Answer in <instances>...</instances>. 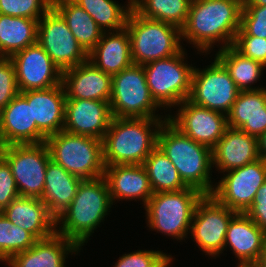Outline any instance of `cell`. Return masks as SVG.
Masks as SVG:
<instances>
[{
  "mask_svg": "<svg viewBox=\"0 0 266 267\" xmlns=\"http://www.w3.org/2000/svg\"><path fill=\"white\" fill-rule=\"evenodd\" d=\"M243 2L191 0L186 22L181 28V38L206 54L218 42L223 44L220 49L232 46L241 26Z\"/></svg>",
  "mask_w": 266,
  "mask_h": 267,
  "instance_id": "6da1fadb",
  "label": "cell"
},
{
  "mask_svg": "<svg viewBox=\"0 0 266 267\" xmlns=\"http://www.w3.org/2000/svg\"><path fill=\"white\" fill-rule=\"evenodd\" d=\"M163 122L162 118L113 117L102 140L105 167L143 165L157 146Z\"/></svg>",
  "mask_w": 266,
  "mask_h": 267,
  "instance_id": "7a4b0ae2",
  "label": "cell"
},
{
  "mask_svg": "<svg viewBox=\"0 0 266 267\" xmlns=\"http://www.w3.org/2000/svg\"><path fill=\"white\" fill-rule=\"evenodd\" d=\"M157 138V146L176 167L178 174L187 187L199 190L204 195H212L210 170H212V149L197 143L165 116Z\"/></svg>",
  "mask_w": 266,
  "mask_h": 267,
  "instance_id": "3957f363",
  "label": "cell"
},
{
  "mask_svg": "<svg viewBox=\"0 0 266 267\" xmlns=\"http://www.w3.org/2000/svg\"><path fill=\"white\" fill-rule=\"evenodd\" d=\"M112 205L104 176L84 179L69 207L56 220V227L62 224L59 230L56 228V232L82 247L103 222Z\"/></svg>",
  "mask_w": 266,
  "mask_h": 267,
  "instance_id": "277c9868",
  "label": "cell"
},
{
  "mask_svg": "<svg viewBox=\"0 0 266 267\" xmlns=\"http://www.w3.org/2000/svg\"><path fill=\"white\" fill-rule=\"evenodd\" d=\"M131 41L133 64L145 65L180 53L181 29L159 20L149 19L131 10L125 27Z\"/></svg>",
  "mask_w": 266,
  "mask_h": 267,
  "instance_id": "5b68a950",
  "label": "cell"
},
{
  "mask_svg": "<svg viewBox=\"0 0 266 267\" xmlns=\"http://www.w3.org/2000/svg\"><path fill=\"white\" fill-rule=\"evenodd\" d=\"M51 160L82 180L104 175L103 143L98 138L60 131L46 138Z\"/></svg>",
  "mask_w": 266,
  "mask_h": 267,
  "instance_id": "8992f818",
  "label": "cell"
},
{
  "mask_svg": "<svg viewBox=\"0 0 266 267\" xmlns=\"http://www.w3.org/2000/svg\"><path fill=\"white\" fill-rule=\"evenodd\" d=\"M203 195L192 187L154 193L144 207L149 228L180 241L187 238L196 204Z\"/></svg>",
  "mask_w": 266,
  "mask_h": 267,
  "instance_id": "52a82bcc",
  "label": "cell"
},
{
  "mask_svg": "<svg viewBox=\"0 0 266 267\" xmlns=\"http://www.w3.org/2000/svg\"><path fill=\"white\" fill-rule=\"evenodd\" d=\"M110 109L113 117L161 118L160 106L152 98L144 67L132 64L112 76Z\"/></svg>",
  "mask_w": 266,
  "mask_h": 267,
  "instance_id": "ba28073f",
  "label": "cell"
},
{
  "mask_svg": "<svg viewBox=\"0 0 266 267\" xmlns=\"http://www.w3.org/2000/svg\"><path fill=\"white\" fill-rule=\"evenodd\" d=\"M184 49L171 57L145 65L147 85L152 98L162 108H171L188 99L193 68L184 63Z\"/></svg>",
  "mask_w": 266,
  "mask_h": 267,
  "instance_id": "9c48e42d",
  "label": "cell"
},
{
  "mask_svg": "<svg viewBox=\"0 0 266 267\" xmlns=\"http://www.w3.org/2000/svg\"><path fill=\"white\" fill-rule=\"evenodd\" d=\"M0 155L11 168L19 195L41 199L46 167L51 159L46 142L2 146Z\"/></svg>",
  "mask_w": 266,
  "mask_h": 267,
  "instance_id": "30bf717a",
  "label": "cell"
},
{
  "mask_svg": "<svg viewBox=\"0 0 266 267\" xmlns=\"http://www.w3.org/2000/svg\"><path fill=\"white\" fill-rule=\"evenodd\" d=\"M193 68L188 100L198 106L228 115L240 90L225 66L215 57L204 69Z\"/></svg>",
  "mask_w": 266,
  "mask_h": 267,
  "instance_id": "8fae6325",
  "label": "cell"
},
{
  "mask_svg": "<svg viewBox=\"0 0 266 267\" xmlns=\"http://www.w3.org/2000/svg\"><path fill=\"white\" fill-rule=\"evenodd\" d=\"M236 214L213 195L202 196L193 213L190 233L203 252L212 257L222 253L228 225Z\"/></svg>",
  "mask_w": 266,
  "mask_h": 267,
  "instance_id": "7c38bea8",
  "label": "cell"
},
{
  "mask_svg": "<svg viewBox=\"0 0 266 267\" xmlns=\"http://www.w3.org/2000/svg\"><path fill=\"white\" fill-rule=\"evenodd\" d=\"M37 43L62 71L88 60V53L53 7L38 21Z\"/></svg>",
  "mask_w": 266,
  "mask_h": 267,
  "instance_id": "4fadbf2b",
  "label": "cell"
},
{
  "mask_svg": "<svg viewBox=\"0 0 266 267\" xmlns=\"http://www.w3.org/2000/svg\"><path fill=\"white\" fill-rule=\"evenodd\" d=\"M226 173L212 195L229 209L245 213L253 203L257 190L266 181V160L259 158Z\"/></svg>",
  "mask_w": 266,
  "mask_h": 267,
  "instance_id": "5bb4252c",
  "label": "cell"
},
{
  "mask_svg": "<svg viewBox=\"0 0 266 267\" xmlns=\"http://www.w3.org/2000/svg\"><path fill=\"white\" fill-rule=\"evenodd\" d=\"M176 116L168 114V120L182 133L213 149L228 128L227 115L198 106L188 99L178 104Z\"/></svg>",
  "mask_w": 266,
  "mask_h": 267,
  "instance_id": "9a60e30c",
  "label": "cell"
},
{
  "mask_svg": "<svg viewBox=\"0 0 266 267\" xmlns=\"http://www.w3.org/2000/svg\"><path fill=\"white\" fill-rule=\"evenodd\" d=\"M15 67L20 92L62 84V70L36 42L9 58Z\"/></svg>",
  "mask_w": 266,
  "mask_h": 267,
  "instance_id": "2e32d148",
  "label": "cell"
},
{
  "mask_svg": "<svg viewBox=\"0 0 266 267\" xmlns=\"http://www.w3.org/2000/svg\"><path fill=\"white\" fill-rule=\"evenodd\" d=\"M112 118L107 101L66 99L63 131L103 140Z\"/></svg>",
  "mask_w": 266,
  "mask_h": 267,
  "instance_id": "e0dca14e",
  "label": "cell"
},
{
  "mask_svg": "<svg viewBox=\"0 0 266 267\" xmlns=\"http://www.w3.org/2000/svg\"><path fill=\"white\" fill-rule=\"evenodd\" d=\"M66 99H85L110 102L112 76L87 60L62 71Z\"/></svg>",
  "mask_w": 266,
  "mask_h": 267,
  "instance_id": "ac0fdd59",
  "label": "cell"
},
{
  "mask_svg": "<svg viewBox=\"0 0 266 267\" xmlns=\"http://www.w3.org/2000/svg\"><path fill=\"white\" fill-rule=\"evenodd\" d=\"M46 136L32 123V103L19 93L2 108L1 147L15 144H37Z\"/></svg>",
  "mask_w": 266,
  "mask_h": 267,
  "instance_id": "d6986e66",
  "label": "cell"
},
{
  "mask_svg": "<svg viewBox=\"0 0 266 267\" xmlns=\"http://www.w3.org/2000/svg\"><path fill=\"white\" fill-rule=\"evenodd\" d=\"M266 232L247 214L237 213L230 221L225 238V248L230 246L240 261L238 267H254L263 252Z\"/></svg>",
  "mask_w": 266,
  "mask_h": 267,
  "instance_id": "ffe728a7",
  "label": "cell"
},
{
  "mask_svg": "<svg viewBox=\"0 0 266 267\" xmlns=\"http://www.w3.org/2000/svg\"><path fill=\"white\" fill-rule=\"evenodd\" d=\"M20 94L32 103V123L46 136L63 131L66 93L63 84L52 88L29 90Z\"/></svg>",
  "mask_w": 266,
  "mask_h": 267,
  "instance_id": "44dd1931",
  "label": "cell"
},
{
  "mask_svg": "<svg viewBox=\"0 0 266 267\" xmlns=\"http://www.w3.org/2000/svg\"><path fill=\"white\" fill-rule=\"evenodd\" d=\"M80 249L75 242L55 232L37 240L28 250L15 254L7 263L9 267H66V255L76 254Z\"/></svg>",
  "mask_w": 266,
  "mask_h": 267,
  "instance_id": "7402d4cb",
  "label": "cell"
},
{
  "mask_svg": "<svg viewBox=\"0 0 266 267\" xmlns=\"http://www.w3.org/2000/svg\"><path fill=\"white\" fill-rule=\"evenodd\" d=\"M213 167L225 173L259 159L257 137L228 127L212 149Z\"/></svg>",
  "mask_w": 266,
  "mask_h": 267,
  "instance_id": "603a6c76",
  "label": "cell"
},
{
  "mask_svg": "<svg viewBox=\"0 0 266 267\" xmlns=\"http://www.w3.org/2000/svg\"><path fill=\"white\" fill-rule=\"evenodd\" d=\"M1 213L14 225L30 232L37 240L47 238L56 232V220L39 198L19 196Z\"/></svg>",
  "mask_w": 266,
  "mask_h": 267,
  "instance_id": "cb8c5ba5",
  "label": "cell"
},
{
  "mask_svg": "<svg viewBox=\"0 0 266 267\" xmlns=\"http://www.w3.org/2000/svg\"><path fill=\"white\" fill-rule=\"evenodd\" d=\"M104 178L107 182L111 200H136L144 202V206L154 194L147 171L143 165H111L106 166Z\"/></svg>",
  "mask_w": 266,
  "mask_h": 267,
  "instance_id": "d4e9b609",
  "label": "cell"
},
{
  "mask_svg": "<svg viewBox=\"0 0 266 267\" xmlns=\"http://www.w3.org/2000/svg\"><path fill=\"white\" fill-rule=\"evenodd\" d=\"M227 119L228 127L258 138L266 131V88L240 91Z\"/></svg>",
  "mask_w": 266,
  "mask_h": 267,
  "instance_id": "484cf974",
  "label": "cell"
},
{
  "mask_svg": "<svg viewBox=\"0 0 266 267\" xmlns=\"http://www.w3.org/2000/svg\"><path fill=\"white\" fill-rule=\"evenodd\" d=\"M88 60L111 76L133 64L131 41L127 29L104 32L97 45L88 53Z\"/></svg>",
  "mask_w": 266,
  "mask_h": 267,
  "instance_id": "4316f807",
  "label": "cell"
},
{
  "mask_svg": "<svg viewBox=\"0 0 266 267\" xmlns=\"http://www.w3.org/2000/svg\"><path fill=\"white\" fill-rule=\"evenodd\" d=\"M81 181V178L72 175L53 160H49L41 200L55 220L69 207Z\"/></svg>",
  "mask_w": 266,
  "mask_h": 267,
  "instance_id": "83f0119b",
  "label": "cell"
},
{
  "mask_svg": "<svg viewBox=\"0 0 266 267\" xmlns=\"http://www.w3.org/2000/svg\"><path fill=\"white\" fill-rule=\"evenodd\" d=\"M52 7L62 16L78 43L89 53L104 33L92 16L73 0H52Z\"/></svg>",
  "mask_w": 266,
  "mask_h": 267,
  "instance_id": "f1b7e54d",
  "label": "cell"
},
{
  "mask_svg": "<svg viewBox=\"0 0 266 267\" xmlns=\"http://www.w3.org/2000/svg\"><path fill=\"white\" fill-rule=\"evenodd\" d=\"M39 19L12 17L0 14V58L15 53L37 42Z\"/></svg>",
  "mask_w": 266,
  "mask_h": 267,
  "instance_id": "f546056e",
  "label": "cell"
},
{
  "mask_svg": "<svg viewBox=\"0 0 266 267\" xmlns=\"http://www.w3.org/2000/svg\"><path fill=\"white\" fill-rule=\"evenodd\" d=\"M215 56L225 66L240 91L263 89L251 86L261 78L265 68L261 62L243 56L233 46L219 49Z\"/></svg>",
  "mask_w": 266,
  "mask_h": 267,
  "instance_id": "4dcf8cb0",
  "label": "cell"
},
{
  "mask_svg": "<svg viewBox=\"0 0 266 267\" xmlns=\"http://www.w3.org/2000/svg\"><path fill=\"white\" fill-rule=\"evenodd\" d=\"M143 166L147 171L153 193L175 192L187 188L174 164L158 146L145 159Z\"/></svg>",
  "mask_w": 266,
  "mask_h": 267,
  "instance_id": "1f68e13d",
  "label": "cell"
},
{
  "mask_svg": "<svg viewBox=\"0 0 266 267\" xmlns=\"http://www.w3.org/2000/svg\"><path fill=\"white\" fill-rule=\"evenodd\" d=\"M191 0H136L133 10L140 16L159 20L182 28L186 22Z\"/></svg>",
  "mask_w": 266,
  "mask_h": 267,
  "instance_id": "d6a6232c",
  "label": "cell"
},
{
  "mask_svg": "<svg viewBox=\"0 0 266 267\" xmlns=\"http://www.w3.org/2000/svg\"><path fill=\"white\" fill-rule=\"evenodd\" d=\"M87 11L103 32L125 29L132 4L121 6L113 0H73ZM109 28V29H108ZM107 30V31H106Z\"/></svg>",
  "mask_w": 266,
  "mask_h": 267,
  "instance_id": "836d02e7",
  "label": "cell"
},
{
  "mask_svg": "<svg viewBox=\"0 0 266 267\" xmlns=\"http://www.w3.org/2000/svg\"><path fill=\"white\" fill-rule=\"evenodd\" d=\"M37 239L28 231L14 225L0 212V261L7 262L17 253L28 250Z\"/></svg>",
  "mask_w": 266,
  "mask_h": 267,
  "instance_id": "e575fe53",
  "label": "cell"
},
{
  "mask_svg": "<svg viewBox=\"0 0 266 267\" xmlns=\"http://www.w3.org/2000/svg\"><path fill=\"white\" fill-rule=\"evenodd\" d=\"M52 7V0H0V14L40 19Z\"/></svg>",
  "mask_w": 266,
  "mask_h": 267,
  "instance_id": "d590c367",
  "label": "cell"
},
{
  "mask_svg": "<svg viewBox=\"0 0 266 267\" xmlns=\"http://www.w3.org/2000/svg\"><path fill=\"white\" fill-rule=\"evenodd\" d=\"M172 258L158 250H139L119 257L114 267H169Z\"/></svg>",
  "mask_w": 266,
  "mask_h": 267,
  "instance_id": "8d00e7d4",
  "label": "cell"
},
{
  "mask_svg": "<svg viewBox=\"0 0 266 267\" xmlns=\"http://www.w3.org/2000/svg\"><path fill=\"white\" fill-rule=\"evenodd\" d=\"M236 35L266 38V5L243 6L241 26Z\"/></svg>",
  "mask_w": 266,
  "mask_h": 267,
  "instance_id": "74e56055",
  "label": "cell"
},
{
  "mask_svg": "<svg viewBox=\"0 0 266 267\" xmlns=\"http://www.w3.org/2000/svg\"><path fill=\"white\" fill-rule=\"evenodd\" d=\"M19 93L13 62L0 58V108L6 107Z\"/></svg>",
  "mask_w": 266,
  "mask_h": 267,
  "instance_id": "f35d334b",
  "label": "cell"
},
{
  "mask_svg": "<svg viewBox=\"0 0 266 267\" xmlns=\"http://www.w3.org/2000/svg\"><path fill=\"white\" fill-rule=\"evenodd\" d=\"M232 46L243 56L261 62L266 67V38L236 35Z\"/></svg>",
  "mask_w": 266,
  "mask_h": 267,
  "instance_id": "ab89813d",
  "label": "cell"
},
{
  "mask_svg": "<svg viewBox=\"0 0 266 267\" xmlns=\"http://www.w3.org/2000/svg\"><path fill=\"white\" fill-rule=\"evenodd\" d=\"M19 196L11 168L0 155V212Z\"/></svg>",
  "mask_w": 266,
  "mask_h": 267,
  "instance_id": "60d3db41",
  "label": "cell"
},
{
  "mask_svg": "<svg viewBox=\"0 0 266 267\" xmlns=\"http://www.w3.org/2000/svg\"><path fill=\"white\" fill-rule=\"evenodd\" d=\"M245 214L266 232V181L257 190L256 197Z\"/></svg>",
  "mask_w": 266,
  "mask_h": 267,
  "instance_id": "b9f144b4",
  "label": "cell"
},
{
  "mask_svg": "<svg viewBox=\"0 0 266 267\" xmlns=\"http://www.w3.org/2000/svg\"><path fill=\"white\" fill-rule=\"evenodd\" d=\"M259 158L266 160V131L257 138Z\"/></svg>",
  "mask_w": 266,
  "mask_h": 267,
  "instance_id": "7bdbcfd3",
  "label": "cell"
},
{
  "mask_svg": "<svg viewBox=\"0 0 266 267\" xmlns=\"http://www.w3.org/2000/svg\"><path fill=\"white\" fill-rule=\"evenodd\" d=\"M266 0H244L243 6H265Z\"/></svg>",
  "mask_w": 266,
  "mask_h": 267,
  "instance_id": "ee69618b",
  "label": "cell"
},
{
  "mask_svg": "<svg viewBox=\"0 0 266 267\" xmlns=\"http://www.w3.org/2000/svg\"><path fill=\"white\" fill-rule=\"evenodd\" d=\"M254 267H266V241L264 244L262 255H261L258 263Z\"/></svg>",
  "mask_w": 266,
  "mask_h": 267,
  "instance_id": "f6af8a7d",
  "label": "cell"
},
{
  "mask_svg": "<svg viewBox=\"0 0 266 267\" xmlns=\"http://www.w3.org/2000/svg\"><path fill=\"white\" fill-rule=\"evenodd\" d=\"M1 119H2V109L0 108V147H1Z\"/></svg>",
  "mask_w": 266,
  "mask_h": 267,
  "instance_id": "bcb514c9",
  "label": "cell"
},
{
  "mask_svg": "<svg viewBox=\"0 0 266 267\" xmlns=\"http://www.w3.org/2000/svg\"><path fill=\"white\" fill-rule=\"evenodd\" d=\"M135 1H136V0H129V2H130L131 4H133Z\"/></svg>",
  "mask_w": 266,
  "mask_h": 267,
  "instance_id": "7dc6e473",
  "label": "cell"
}]
</instances>
